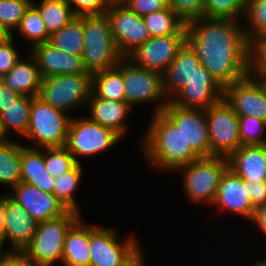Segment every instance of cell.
Here are the masks:
<instances>
[{"label":"cell","mask_w":266,"mask_h":266,"mask_svg":"<svg viewBox=\"0 0 266 266\" xmlns=\"http://www.w3.org/2000/svg\"><path fill=\"white\" fill-rule=\"evenodd\" d=\"M186 27V43L223 88L249 75L250 43L241 21L201 17Z\"/></svg>","instance_id":"obj_1"},{"label":"cell","mask_w":266,"mask_h":266,"mask_svg":"<svg viewBox=\"0 0 266 266\" xmlns=\"http://www.w3.org/2000/svg\"><path fill=\"white\" fill-rule=\"evenodd\" d=\"M141 140V152L152 168L178 171L200 156L186 145L180 130L162 113L152 114Z\"/></svg>","instance_id":"obj_2"},{"label":"cell","mask_w":266,"mask_h":266,"mask_svg":"<svg viewBox=\"0 0 266 266\" xmlns=\"http://www.w3.org/2000/svg\"><path fill=\"white\" fill-rule=\"evenodd\" d=\"M83 32L81 57L87 72L116 67L123 57L116 48L106 14L83 15Z\"/></svg>","instance_id":"obj_3"},{"label":"cell","mask_w":266,"mask_h":266,"mask_svg":"<svg viewBox=\"0 0 266 266\" xmlns=\"http://www.w3.org/2000/svg\"><path fill=\"white\" fill-rule=\"evenodd\" d=\"M228 168V159L222 156L200 157L180 168L177 173H182V187L187 199L194 204L212 205Z\"/></svg>","instance_id":"obj_4"},{"label":"cell","mask_w":266,"mask_h":266,"mask_svg":"<svg viewBox=\"0 0 266 266\" xmlns=\"http://www.w3.org/2000/svg\"><path fill=\"white\" fill-rule=\"evenodd\" d=\"M81 216L68 210L59 217L39 222L33 239L23 253L39 266L62 264L66 233Z\"/></svg>","instance_id":"obj_5"},{"label":"cell","mask_w":266,"mask_h":266,"mask_svg":"<svg viewBox=\"0 0 266 266\" xmlns=\"http://www.w3.org/2000/svg\"><path fill=\"white\" fill-rule=\"evenodd\" d=\"M70 120L67 113L32 97L29 128L23 138L32 141L31 148L65 146Z\"/></svg>","instance_id":"obj_6"},{"label":"cell","mask_w":266,"mask_h":266,"mask_svg":"<svg viewBox=\"0 0 266 266\" xmlns=\"http://www.w3.org/2000/svg\"><path fill=\"white\" fill-rule=\"evenodd\" d=\"M92 94V74H65L42 78L38 97L71 117V111L87 105Z\"/></svg>","instance_id":"obj_7"},{"label":"cell","mask_w":266,"mask_h":266,"mask_svg":"<svg viewBox=\"0 0 266 266\" xmlns=\"http://www.w3.org/2000/svg\"><path fill=\"white\" fill-rule=\"evenodd\" d=\"M123 139L115 131L92 121L87 117H71L65 147L78 164L79 158L93 157L108 151Z\"/></svg>","instance_id":"obj_8"},{"label":"cell","mask_w":266,"mask_h":266,"mask_svg":"<svg viewBox=\"0 0 266 266\" xmlns=\"http://www.w3.org/2000/svg\"><path fill=\"white\" fill-rule=\"evenodd\" d=\"M123 82L125 101L132 108L153 102L156 104L153 114H157L169 103L163 89L162 74L139 67L128 58H123Z\"/></svg>","instance_id":"obj_9"},{"label":"cell","mask_w":266,"mask_h":266,"mask_svg":"<svg viewBox=\"0 0 266 266\" xmlns=\"http://www.w3.org/2000/svg\"><path fill=\"white\" fill-rule=\"evenodd\" d=\"M111 227L90 225V266H125L142 249L141 243L131 234L122 242Z\"/></svg>","instance_id":"obj_10"},{"label":"cell","mask_w":266,"mask_h":266,"mask_svg":"<svg viewBox=\"0 0 266 266\" xmlns=\"http://www.w3.org/2000/svg\"><path fill=\"white\" fill-rule=\"evenodd\" d=\"M210 142V156L228 158L242 146L239 134V117L222 98L205 109Z\"/></svg>","instance_id":"obj_11"},{"label":"cell","mask_w":266,"mask_h":266,"mask_svg":"<svg viewBox=\"0 0 266 266\" xmlns=\"http://www.w3.org/2000/svg\"><path fill=\"white\" fill-rule=\"evenodd\" d=\"M105 14L116 48L123 58L151 38L142 16L132 12L126 5L109 7Z\"/></svg>","instance_id":"obj_12"},{"label":"cell","mask_w":266,"mask_h":266,"mask_svg":"<svg viewBox=\"0 0 266 266\" xmlns=\"http://www.w3.org/2000/svg\"><path fill=\"white\" fill-rule=\"evenodd\" d=\"M186 34L185 26L178 34L151 37L127 58L139 67L162 74L186 43Z\"/></svg>","instance_id":"obj_13"},{"label":"cell","mask_w":266,"mask_h":266,"mask_svg":"<svg viewBox=\"0 0 266 266\" xmlns=\"http://www.w3.org/2000/svg\"><path fill=\"white\" fill-rule=\"evenodd\" d=\"M162 113L180 130L186 145L200 157L210 156L205 109L182 108L169 101Z\"/></svg>","instance_id":"obj_14"},{"label":"cell","mask_w":266,"mask_h":266,"mask_svg":"<svg viewBox=\"0 0 266 266\" xmlns=\"http://www.w3.org/2000/svg\"><path fill=\"white\" fill-rule=\"evenodd\" d=\"M223 98L237 116H251L266 122V90L251 75L224 87Z\"/></svg>","instance_id":"obj_15"},{"label":"cell","mask_w":266,"mask_h":266,"mask_svg":"<svg viewBox=\"0 0 266 266\" xmlns=\"http://www.w3.org/2000/svg\"><path fill=\"white\" fill-rule=\"evenodd\" d=\"M224 88L200 65L192 79L170 100L182 108L208 109L223 98Z\"/></svg>","instance_id":"obj_16"},{"label":"cell","mask_w":266,"mask_h":266,"mask_svg":"<svg viewBox=\"0 0 266 266\" xmlns=\"http://www.w3.org/2000/svg\"><path fill=\"white\" fill-rule=\"evenodd\" d=\"M38 221L23 206L4 192V241L9 240L11 252H23L37 231Z\"/></svg>","instance_id":"obj_17"},{"label":"cell","mask_w":266,"mask_h":266,"mask_svg":"<svg viewBox=\"0 0 266 266\" xmlns=\"http://www.w3.org/2000/svg\"><path fill=\"white\" fill-rule=\"evenodd\" d=\"M7 193L38 222L59 217L68 211L53 193L22 181L12 188V192L9 190Z\"/></svg>","instance_id":"obj_18"},{"label":"cell","mask_w":266,"mask_h":266,"mask_svg":"<svg viewBox=\"0 0 266 266\" xmlns=\"http://www.w3.org/2000/svg\"><path fill=\"white\" fill-rule=\"evenodd\" d=\"M247 193L244 180L228 168L222 176L212 205L220 209L218 212L227 211L248 222L252 219L254 207Z\"/></svg>","instance_id":"obj_19"},{"label":"cell","mask_w":266,"mask_h":266,"mask_svg":"<svg viewBox=\"0 0 266 266\" xmlns=\"http://www.w3.org/2000/svg\"><path fill=\"white\" fill-rule=\"evenodd\" d=\"M29 51L36 59L42 78L89 73L84 67L81 55L66 53L53 47L48 42L34 45Z\"/></svg>","instance_id":"obj_20"},{"label":"cell","mask_w":266,"mask_h":266,"mask_svg":"<svg viewBox=\"0 0 266 266\" xmlns=\"http://www.w3.org/2000/svg\"><path fill=\"white\" fill-rule=\"evenodd\" d=\"M200 65L195 52L185 43L162 73L163 89L169 101L192 79Z\"/></svg>","instance_id":"obj_21"},{"label":"cell","mask_w":266,"mask_h":266,"mask_svg":"<svg viewBox=\"0 0 266 266\" xmlns=\"http://www.w3.org/2000/svg\"><path fill=\"white\" fill-rule=\"evenodd\" d=\"M87 105L90 111L89 118L92 121L115 131L122 138L125 137L129 130L127 118L131 116L129 112L132 111V107L126 101L96 98L91 95Z\"/></svg>","instance_id":"obj_22"},{"label":"cell","mask_w":266,"mask_h":266,"mask_svg":"<svg viewBox=\"0 0 266 266\" xmlns=\"http://www.w3.org/2000/svg\"><path fill=\"white\" fill-rule=\"evenodd\" d=\"M227 159L229 168L243 180L266 181V145H242Z\"/></svg>","instance_id":"obj_23"},{"label":"cell","mask_w":266,"mask_h":266,"mask_svg":"<svg viewBox=\"0 0 266 266\" xmlns=\"http://www.w3.org/2000/svg\"><path fill=\"white\" fill-rule=\"evenodd\" d=\"M90 224L82 216L69 228L64 239L63 266H90Z\"/></svg>","instance_id":"obj_24"},{"label":"cell","mask_w":266,"mask_h":266,"mask_svg":"<svg viewBox=\"0 0 266 266\" xmlns=\"http://www.w3.org/2000/svg\"><path fill=\"white\" fill-rule=\"evenodd\" d=\"M29 55L30 59L28 60L21 57L0 81L21 95L37 97L40 92L42 76L36 59L31 53Z\"/></svg>","instance_id":"obj_25"},{"label":"cell","mask_w":266,"mask_h":266,"mask_svg":"<svg viewBox=\"0 0 266 266\" xmlns=\"http://www.w3.org/2000/svg\"><path fill=\"white\" fill-rule=\"evenodd\" d=\"M21 181L53 193L54 177L45 167L44 148H31L21 143Z\"/></svg>","instance_id":"obj_26"},{"label":"cell","mask_w":266,"mask_h":266,"mask_svg":"<svg viewBox=\"0 0 266 266\" xmlns=\"http://www.w3.org/2000/svg\"><path fill=\"white\" fill-rule=\"evenodd\" d=\"M93 97L125 101L123 82V58L116 67L92 74Z\"/></svg>","instance_id":"obj_27"},{"label":"cell","mask_w":266,"mask_h":266,"mask_svg":"<svg viewBox=\"0 0 266 266\" xmlns=\"http://www.w3.org/2000/svg\"><path fill=\"white\" fill-rule=\"evenodd\" d=\"M21 182V142L0 143V186L11 189Z\"/></svg>","instance_id":"obj_28"},{"label":"cell","mask_w":266,"mask_h":266,"mask_svg":"<svg viewBox=\"0 0 266 266\" xmlns=\"http://www.w3.org/2000/svg\"><path fill=\"white\" fill-rule=\"evenodd\" d=\"M82 164H76L70 171L54 178L53 194L62 203V205L70 211L82 214L81 207L76 201L75 191L80 186L82 179Z\"/></svg>","instance_id":"obj_29"},{"label":"cell","mask_w":266,"mask_h":266,"mask_svg":"<svg viewBox=\"0 0 266 266\" xmlns=\"http://www.w3.org/2000/svg\"><path fill=\"white\" fill-rule=\"evenodd\" d=\"M32 97L27 95L20 96L13 104L4 107L0 113L4 129L8 133L11 130L21 138L26 135L30 122V110Z\"/></svg>","instance_id":"obj_30"},{"label":"cell","mask_w":266,"mask_h":266,"mask_svg":"<svg viewBox=\"0 0 266 266\" xmlns=\"http://www.w3.org/2000/svg\"><path fill=\"white\" fill-rule=\"evenodd\" d=\"M48 43L73 55H81L84 43L83 16L75 17L59 31L50 34Z\"/></svg>","instance_id":"obj_31"},{"label":"cell","mask_w":266,"mask_h":266,"mask_svg":"<svg viewBox=\"0 0 266 266\" xmlns=\"http://www.w3.org/2000/svg\"><path fill=\"white\" fill-rule=\"evenodd\" d=\"M32 4L38 9L49 34L59 31L77 17L66 0L32 1Z\"/></svg>","instance_id":"obj_32"},{"label":"cell","mask_w":266,"mask_h":266,"mask_svg":"<svg viewBox=\"0 0 266 266\" xmlns=\"http://www.w3.org/2000/svg\"><path fill=\"white\" fill-rule=\"evenodd\" d=\"M151 37L178 34L186 23L170 8L142 16Z\"/></svg>","instance_id":"obj_33"},{"label":"cell","mask_w":266,"mask_h":266,"mask_svg":"<svg viewBox=\"0 0 266 266\" xmlns=\"http://www.w3.org/2000/svg\"><path fill=\"white\" fill-rule=\"evenodd\" d=\"M16 31L31 42L30 48L48 42L50 37L38 9L32 3L26 9Z\"/></svg>","instance_id":"obj_34"},{"label":"cell","mask_w":266,"mask_h":266,"mask_svg":"<svg viewBox=\"0 0 266 266\" xmlns=\"http://www.w3.org/2000/svg\"><path fill=\"white\" fill-rule=\"evenodd\" d=\"M245 34L250 43L256 38L266 35V0H246Z\"/></svg>","instance_id":"obj_35"},{"label":"cell","mask_w":266,"mask_h":266,"mask_svg":"<svg viewBox=\"0 0 266 266\" xmlns=\"http://www.w3.org/2000/svg\"><path fill=\"white\" fill-rule=\"evenodd\" d=\"M245 10L246 0H204L203 17L241 21Z\"/></svg>","instance_id":"obj_36"},{"label":"cell","mask_w":266,"mask_h":266,"mask_svg":"<svg viewBox=\"0 0 266 266\" xmlns=\"http://www.w3.org/2000/svg\"><path fill=\"white\" fill-rule=\"evenodd\" d=\"M44 164L51 176L56 178L70 171L77 162L65 146H60L44 147Z\"/></svg>","instance_id":"obj_37"},{"label":"cell","mask_w":266,"mask_h":266,"mask_svg":"<svg viewBox=\"0 0 266 266\" xmlns=\"http://www.w3.org/2000/svg\"><path fill=\"white\" fill-rule=\"evenodd\" d=\"M239 117V134L242 145H266V122L251 116Z\"/></svg>","instance_id":"obj_38"},{"label":"cell","mask_w":266,"mask_h":266,"mask_svg":"<svg viewBox=\"0 0 266 266\" xmlns=\"http://www.w3.org/2000/svg\"><path fill=\"white\" fill-rule=\"evenodd\" d=\"M33 0H0V21L13 33Z\"/></svg>","instance_id":"obj_39"},{"label":"cell","mask_w":266,"mask_h":266,"mask_svg":"<svg viewBox=\"0 0 266 266\" xmlns=\"http://www.w3.org/2000/svg\"><path fill=\"white\" fill-rule=\"evenodd\" d=\"M266 72V35L250 42L249 75H262Z\"/></svg>","instance_id":"obj_40"},{"label":"cell","mask_w":266,"mask_h":266,"mask_svg":"<svg viewBox=\"0 0 266 266\" xmlns=\"http://www.w3.org/2000/svg\"><path fill=\"white\" fill-rule=\"evenodd\" d=\"M168 4L186 24L203 17L204 0H168Z\"/></svg>","instance_id":"obj_41"},{"label":"cell","mask_w":266,"mask_h":266,"mask_svg":"<svg viewBox=\"0 0 266 266\" xmlns=\"http://www.w3.org/2000/svg\"><path fill=\"white\" fill-rule=\"evenodd\" d=\"M14 34L11 39L0 43V79H2L21 58L17 48H15Z\"/></svg>","instance_id":"obj_42"},{"label":"cell","mask_w":266,"mask_h":266,"mask_svg":"<svg viewBox=\"0 0 266 266\" xmlns=\"http://www.w3.org/2000/svg\"><path fill=\"white\" fill-rule=\"evenodd\" d=\"M76 16L105 14L109 8L106 0H66Z\"/></svg>","instance_id":"obj_43"},{"label":"cell","mask_w":266,"mask_h":266,"mask_svg":"<svg viewBox=\"0 0 266 266\" xmlns=\"http://www.w3.org/2000/svg\"><path fill=\"white\" fill-rule=\"evenodd\" d=\"M126 6L139 16H144L169 7L168 0H129Z\"/></svg>","instance_id":"obj_44"},{"label":"cell","mask_w":266,"mask_h":266,"mask_svg":"<svg viewBox=\"0 0 266 266\" xmlns=\"http://www.w3.org/2000/svg\"><path fill=\"white\" fill-rule=\"evenodd\" d=\"M248 196L255 208L266 204V181H246Z\"/></svg>","instance_id":"obj_45"},{"label":"cell","mask_w":266,"mask_h":266,"mask_svg":"<svg viewBox=\"0 0 266 266\" xmlns=\"http://www.w3.org/2000/svg\"><path fill=\"white\" fill-rule=\"evenodd\" d=\"M0 266H39L30 260L23 252H10L0 259Z\"/></svg>","instance_id":"obj_46"},{"label":"cell","mask_w":266,"mask_h":266,"mask_svg":"<svg viewBox=\"0 0 266 266\" xmlns=\"http://www.w3.org/2000/svg\"><path fill=\"white\" fill-rule=\"evenodd\" d=\"M20 96H22L20 93L0 81V113L4 110V107L13 104Z\"/></svg>","instance_id":"obj_47"},{"label":"cell","mask_w":266,"mask_h":266,"mask_svg":"<svg viewBox=\"0 0 266 266\" xmlns=\"http://www.w3.org/2000/svg\"><path fill=\"white\" fill-rule=\"evenodd\" d=\"M249 222L256 224L262 235L266 236V204L254 209L252 219Z\"/></svg>","instance_id":"obj_48"},{"label":"cell","mask_w":266,"mask_h":266,"mask_svg":"<svg viewBox=\"0 0 266 266\" xmlns=\"http://www.w3.org/2000/svg\"><path fill=\"white\" fill-rule=\"evenodd\" d=\"M13 37V33H11L8 28L0 21V43L8 41Z\"/></svg>","instance_id":"obj_49"},{"label":"cell","mask_w":266,"mask_h":266,"mask_svg":"<svg viewBox=\"0 0 266 266\" xmlns=\"http://www.w3.org/2000/svg\"><path fill=\"white\" fill-rule=\"evenodd\" d=\"M143 250H141L129 263L125 266H146L144 263L145 260L143 259Z\"/></svg>","instance_id":"obj_50"},{"label":"cell","mask_w":266,"mask_h":266,"mask_svg":"<svg viewBox=\"0 0 266 266\" xmlns=\"http://www.w3.org/2000/svg\"><path fill=\"white\" fill-rule=\"evenodd\" d=\"M4 226V194H0V233Z\"/></svg>","instance_id":"obj_51"},{"label":"cell","mask_w":266,"mask_h":266,"mask_svg":"<svg viewBox=\"0 0 266 266\" xmlns=\"http://www.w3.org/2000/svg\"><path fill=\"white\" fill-rule=\"evenodd\" d=\"M8 137L9 136L6 133L4 126H3V122L0 118V143L10 140V138Z\"/></svg>","instance_id":"obj_52"},{"label":"cell","mask_w":266,"mask_h":266,"mask_svg":"<svg viewBox=\"0 0 266 266\" xmlns=\"http://www.w3.org/2000/svg\"><path fill=\"white\" fill-rule=\"evenodd\" d=\"M4 244H5V241H4L3 235L0 233V259L6 257L11 252L10 250L8 251L4 250L3 248Z\"/></svg>","instance_id":"obj_53"},{"label":"cell","mask_w":266,"mask_h":266,"mask_svg":"<svg viewBox=\"0 0 266 266\" xmlns=\"http://www.w3.org/2000/svg\"><path fill=\"white\" fill-rule=\"evenodd\" d=\"M106 2L108 3L109 7H112L126 5L129 0H106Z\"/></svg>","instance_id":"obj_54"},{"label":"cell","mask_w":266,"mask_h":266,"mask_svg":"<svg viewBox=\"0 0 266 266\" xmlns=\"http://www.w3.org/2000/svg\"><path fill=\"white\" fill-rule=\"evenodd\" d=\"M251 76L257 78L266 90V72L263 73L262 75H251Z\"/></svg>","instance_id":"obj_55"},{"label":"cell","mask_w":266,"mask_h":266,"mask_svg":"<svg viewBox=\"0 0 266 266\" xmlns=\"http://www.w3.org/2000/svg\"><path fill=\"white\" fill-rule=\"evenodd\" d=\"M251 264H252V266H266V260L265 259L264 260H262V259L259 260L258 259L257 262H253Z\"/></svg>","instance_id":"obj_56"}]
</instances>
